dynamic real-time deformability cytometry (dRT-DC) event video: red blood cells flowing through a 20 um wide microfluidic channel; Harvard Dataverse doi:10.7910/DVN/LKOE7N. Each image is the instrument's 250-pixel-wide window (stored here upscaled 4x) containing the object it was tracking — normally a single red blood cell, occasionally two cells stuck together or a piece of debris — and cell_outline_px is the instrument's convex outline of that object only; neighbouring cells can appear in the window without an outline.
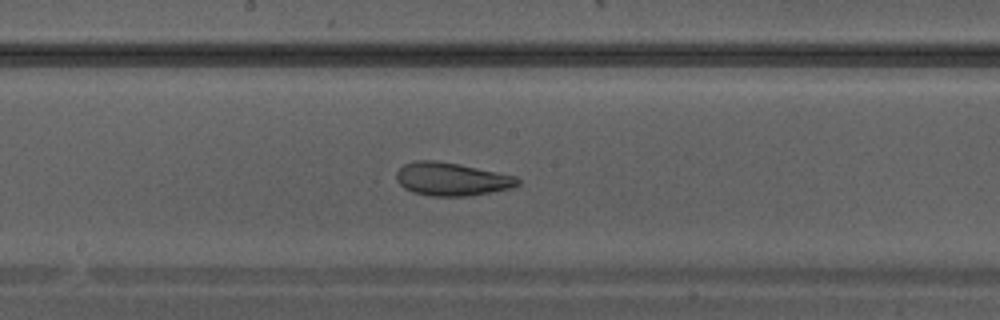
{"species": "Egyptian fruit bat (a non-hibernating species)", "species_latin": "Rousettus aegyptiacus", "temperature_condition": "warm", "stored_images_in_passage": 32, "camera_frame_rate_fps": 3000, "um_per_image_px": 0.085, "animal": {"sex": "male"}, "frame": {"image": 1, "passage_image": 19, "time_ms": 6.0, "image_size_px": [1000, 320], "cell_outline_px": [[520, 184], [512, 188], [492, 192], [468, 196], [428, 196], [412, 192], [404, 188], [396, 180], [396, 172], [404, 164], [416, 160], [436, 160], [516, 176], [520, 180]], "centroid_in_image_um": [38.37, 15.24], "position_along_channel_um": 209.8, "area_um2": 23.41}}